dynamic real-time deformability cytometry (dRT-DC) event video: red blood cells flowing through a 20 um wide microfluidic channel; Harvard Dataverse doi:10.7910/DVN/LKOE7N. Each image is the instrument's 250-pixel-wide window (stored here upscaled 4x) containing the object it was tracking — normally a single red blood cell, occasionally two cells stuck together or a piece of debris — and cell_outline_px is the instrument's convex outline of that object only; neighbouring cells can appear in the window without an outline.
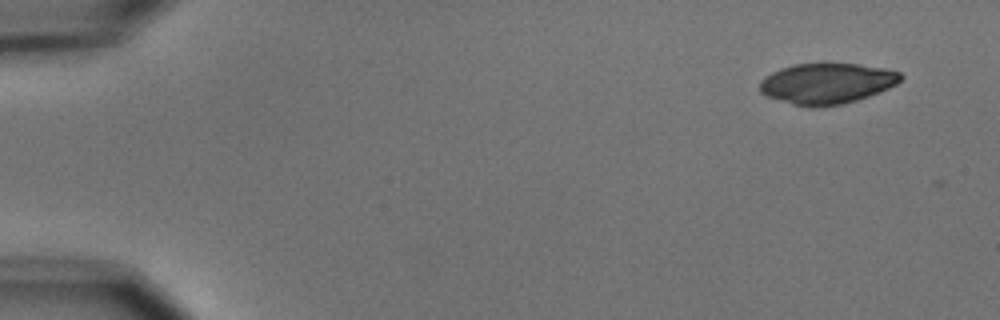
{"species": "common noctule bat (a hibernating species)", "species_latin": "Nyctalus noctula", "temperature_condition": "cold", "stored_images_in_passage": 4, "camera_frame_rate_fps": 3000, "um_per_image_px": 0.085, "animal": {"sex": "male", "body_mass_g": 15.6}, "frame": {"image": 1, "passage_image": 1, "time_ms": 0.0, "image_size_px": [1000, 320], "cell_outline_px": [[904, 76], [896, 84], [880, 92], [856, 100], [840, 104], [816, 108], [808, 108], [792, 104], [768, 96], [760, 92], [760, 80], [764, 76], [780, 68], [796, 64], [860, 64], [884, 68], [900, 72]], "centroid_in_image_um": [70.28, 7.1], "position_along_channel_um": 14.7, "area_um2": 33.41}}